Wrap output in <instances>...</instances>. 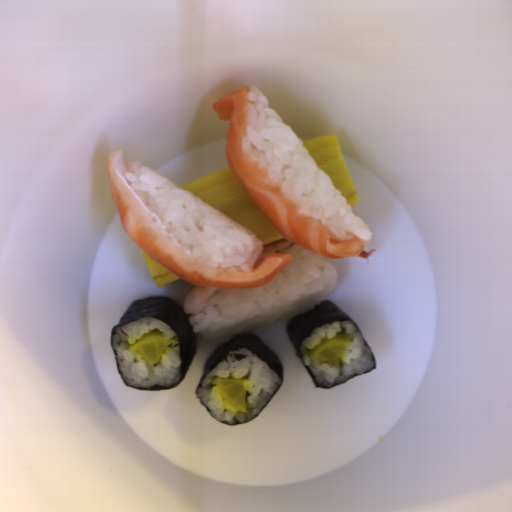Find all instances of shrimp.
<instances>
[{
    "instance_id": "fd3e3c34",
    "label": "shrimp",
    "mask_w": 512,
    "mask_h": 512,
    "mask_svg": "<svg viewBox=\"0 0 512 512\" xmlns=\"http://www.w3.org/2000/svg\"><path fill=\"white\" fill-rule=\"evenodd\" d=\"M293 244H296V243H292V242H290L287 239L286 240L276 241V242H271V243L263 246L262 254H261V256H260V258L258 259L257 262H260L261 259L265 255H267V254H271V253H285L284 250H286L287 248H289Z\"/></svg>"
},
{
    "instance_id": "a79e029a",
    "label": "shrimp",
    "mask_w": 512,
    "mask_h": 512,
    "mask_svg": "<svg viewBox=\"0 0 512 512\" xmlns=\"http://www.w3.org/2000/svg\"><path fill=\"white\" fill-rule=\"evenodd\" d=\"M213 286H194L187 293L182 309L186 315H192L200 310L220 289Z\"/></svg>"
},
{
    "instance_id": "a1d657b0",
    "label": "shrimp",
    "mask_w": 512,
    "mask_h": 512,
    "mask_svg": "<svg viewBox=\"0 0 512 512\" xmlns=\"http://www.w3.org/2000/svg\"><path fill=\"white\" fill-rule=\"evenodd\" d=\"M374 251H377L375 249H371L370 251H365L364 249L361 251L359 255H356L359 258H366L369 257Z\"/></svg>"
}]
</instances>
